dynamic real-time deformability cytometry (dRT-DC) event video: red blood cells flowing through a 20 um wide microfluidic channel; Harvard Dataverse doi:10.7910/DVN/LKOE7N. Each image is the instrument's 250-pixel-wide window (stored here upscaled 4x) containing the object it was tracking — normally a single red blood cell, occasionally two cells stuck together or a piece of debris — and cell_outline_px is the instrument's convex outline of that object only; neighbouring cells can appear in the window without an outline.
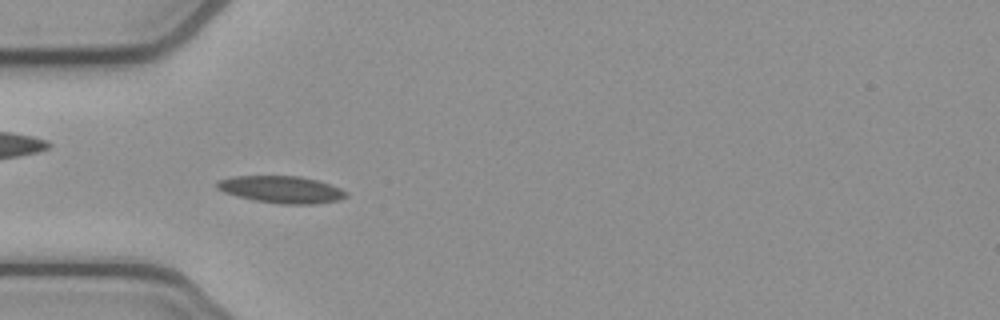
{"species": "common noctule bat (a hibernating species)", "species_latin": "Nyctalus noctula", "temperature_condition": "cold", "stored_images_in_passage": 51, "camera_frame_rate_fps": 3000, "um_per_image_px": 0.085, "animal": {"sex": "female", "body_mass_g": 21.9}, "frame": {"image": 1, "passage_image": 14, "time_ms": 4.333, "image_size_px": [1000, 320], "cell_outline_px": [[348, 196], [340, 200], [316, 204], [280, 204], [252, 200], [224, 192], [216, 188], [216, 180], [232, 176], [300, 176], [316, 180], [340, 188], [348, 192]], "centroid_in_image_um": [23.91, 16.11], "position_along_channel_um": 61.1, "area_um2": 20.52}}
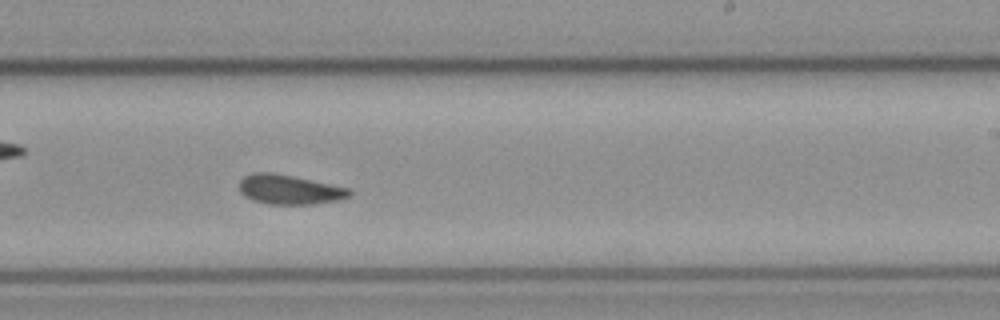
{"frame": {"image": 2, "passage_image": 30, "time_ms": 9.667, "image_size_px": [1000, 320], "cell_outline_px": [[352, 196], [340, 200], [312, 204], [268, 204], [252, 200], [244, 196], [240, 192], [240, 180], [244, 176], [252, 172], [276, 172], [348, 188], [352, 192]], "centroid_in_image_um": [24.59, 16.11], "position_along_channel_um": 264.4, "area_um2": 19.13}}
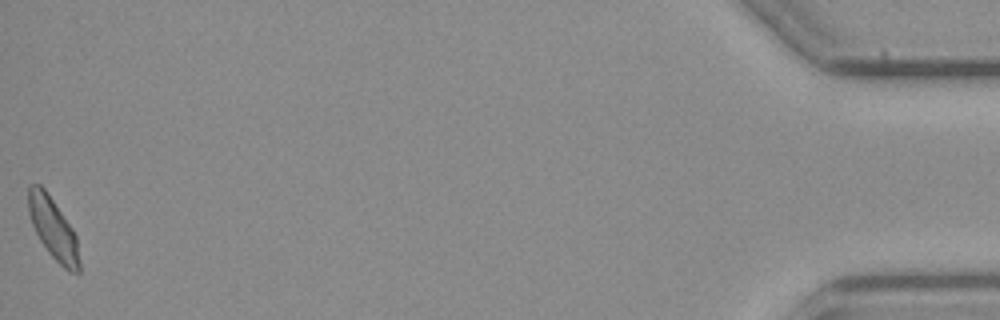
{"frame": {"image": 3, "passage_image": 51, "time_ms": 16.667, "image_size_px": [1000, 320], "cell_outline_px": [[80, 272], [68, 272], [48, 252], [40, 240], [32, 224], [28, 212], [28, 188], [32, 184], [40, 184], [44, 188], [72, 228], [76, 236], [80, 264]], "centroid_in_image_um": [4.52, 19.44], "position_along_channel_um": 430.7, "area_um2": 17.98}, "authors_computed_cell_mechanics": {"area_um2": 18.9584, "velocity_mm_per_s": 3.8417, "shape_relaxation_time_tau1_ms": null, "shape_relaxation_time_tau2_ms": 3.5427, "deformation_change_tau1": null, "deformation_change_tau2": 0.0751}}